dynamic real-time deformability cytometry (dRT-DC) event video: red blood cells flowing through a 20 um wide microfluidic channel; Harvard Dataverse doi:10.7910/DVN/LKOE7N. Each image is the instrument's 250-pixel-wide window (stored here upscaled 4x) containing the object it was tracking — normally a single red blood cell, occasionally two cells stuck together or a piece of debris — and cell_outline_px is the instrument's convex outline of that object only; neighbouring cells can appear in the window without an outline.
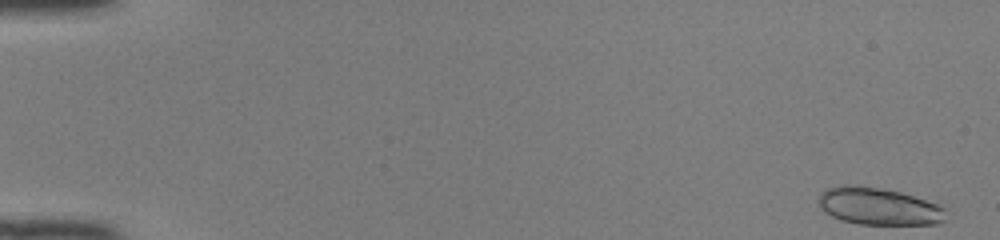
{"species": "common noctule bat (a hibernating species)", "species_latin": "Nyctalus noctula", "temperature_condition": "room temperature", "stored_images_in_passage": 50, "segment_of_instrument_passage": [1, 2], "camera_frame_rate_fps": 3000, "um_per_image_px": 0.085, "animal": {"sex": "female", "body_mass_g": 22.0, "forearm_length_mm": 56.7}, "frame": {"image": 1, "passage_image": 1, "time_ms": 0.0, "image_size_px": [1000, 240], "cell_outline_px": [[952, 216], [948, 220], [940, 224], [860, 224], [840, 220], [824, 212], [820, 208], [816, 200], [820, 192], [824, 188], [840, 184], [856, 184], [880, 188], [940, 200]], "centroid_in_image_um": [74.81, 17.52], "position_along_channel_um": 10.2, "area_um2": 29.3}}
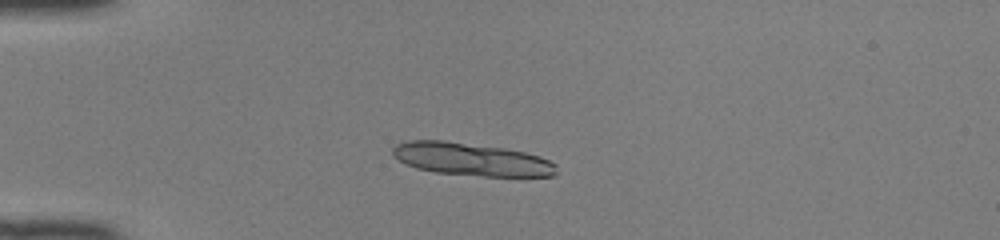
{"frame": {"image": 2, "passage_image": 13, "time_ms": 4.0, "image_size_px": [1000, 240], "cell_outline_px": [[556, 172], [552, 176], [484, 176], [436, 172], [416, 168], [392, 156], [392, 148], [396, 144], [408, 140], [444, 140], [504, 148], [524, 152], [540, 156], [556, 164]], "centroid_in_image_um": [40.05, 13.53], "position_along_channel_um": 45.0, "area_um2": 31.15}}